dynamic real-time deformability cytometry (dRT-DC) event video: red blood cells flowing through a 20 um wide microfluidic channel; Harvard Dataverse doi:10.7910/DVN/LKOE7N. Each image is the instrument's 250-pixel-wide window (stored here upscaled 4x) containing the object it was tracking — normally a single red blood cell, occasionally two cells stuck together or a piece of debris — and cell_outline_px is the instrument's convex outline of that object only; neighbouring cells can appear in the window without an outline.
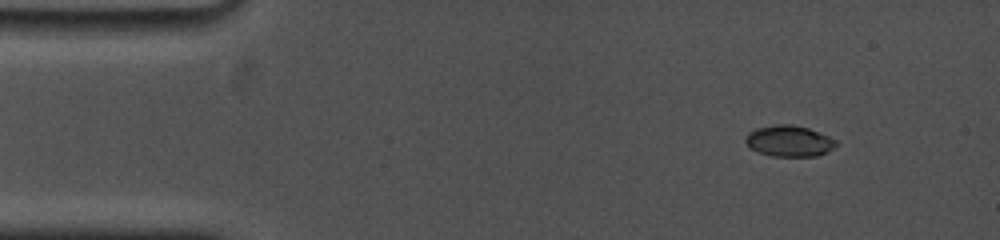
{"species": "common noctule bat (a hibernating species)", "species_latin": "Nyctalus noctula", "temperature_condition": "cold", "stored_images_in_passage": 8, "camera_frame_rate_fps": 5000, "um_per_image_px": 0.085, "animal": {"sex": "female", "body_mass_g": 19.0, "forearm_length_mm": 53.3}, "frame": {"image": 1, "passage_image": 2, "time_ms": 1.0, "image_size_px": [1000, 240], "cell_outline_px": [[840, 144], [828, 152], [816, 156], [772, 156], [756, 152], [744, 140], [744, 136], [748, 132], [756, 128], [776, 124], [792, 124], [808, 128], [828, 136], [836, 140]], "centroid_in_image_um": [67.08, 11.98], "position_along_channel_um": 17.9, "area_um2": 16.59}}
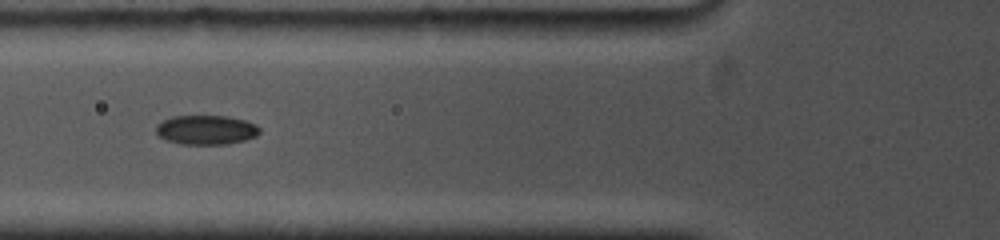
{"frame": {"image": 2, "passage_image": 7, "time_ms": 5.6, "image_size_px": [1000, 240], "cell_outline_px": [[260, 132], [256, 136], [244, 140], [228, 144], [180, 144], [168, 140], [160, 136], [156, 132], [156, 124], [172, 116], [228, 116], [244, 120], [256, 124], [260, 128]], "centroid_in_image_um": [17.54, 11.03], "position_along_channel_um": 108.3, "area_um2": 17.69}}
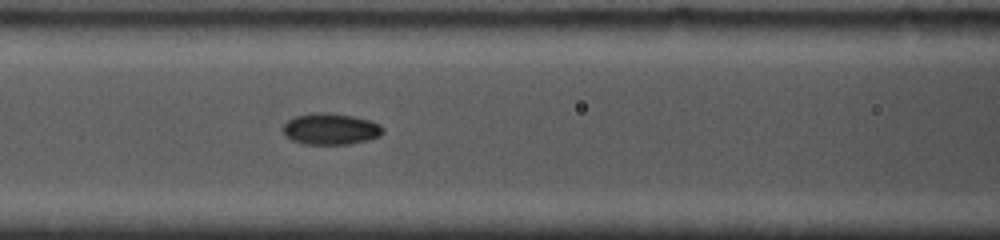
{"frame": {"image": 3, "passage_image": 8, "time_ms": 6.4, "image_size_px": [1000, 240], "cell_outline_px": [[384, 132], [380, 136], [368, 140], [348, 144], [304, 144], [292, 140], [284, 132], [284, 124], [288, 120], [296, 116], [316, 112], [328, 112], [352, 116], [368, 120], [380, 124], [384, 128]], "centroid_in_image_um": [28.14, 10.96], "position_along_channel_um": 138.5, "area_um2": 18.15}}